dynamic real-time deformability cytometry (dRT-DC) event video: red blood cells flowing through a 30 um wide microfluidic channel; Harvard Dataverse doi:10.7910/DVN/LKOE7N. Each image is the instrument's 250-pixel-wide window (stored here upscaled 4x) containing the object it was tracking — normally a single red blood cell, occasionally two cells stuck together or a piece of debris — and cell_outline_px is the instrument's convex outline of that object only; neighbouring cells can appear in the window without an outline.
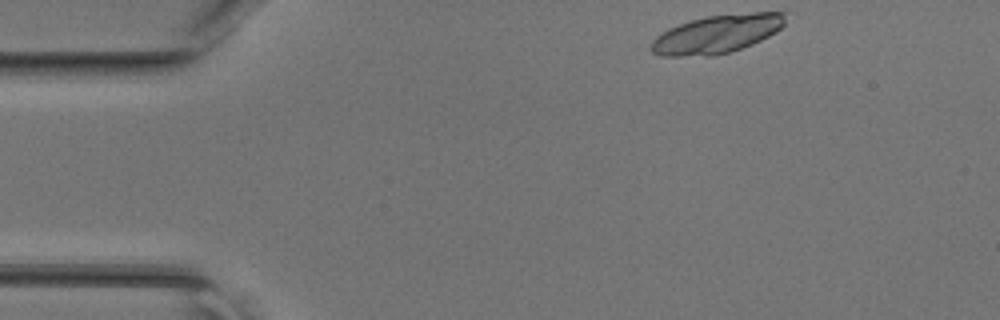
{"species": "common noctule bat (a hibernating species)", "species_latin": "Nyctalus noctula", "temperature_condition": "room temperature", "stored_images_in_passage": 41, "segment_of_instrument_passage": [1, 2], "camera_frame_rate_fps": 3000, "um_per_image_px": 0.085, "animal": {"sex": "female", "body_mass_g": 17.0, "forearm_length_mm": 48.0}, "frame": {"image": 1, "passage_image": 1, "time_ms": 0.0, "image_size_px": [1000, 320], "cell_outline_px": [[784, 24], [776, 32], [752, 44], [728, 52], [712, 56], [660, 56], [652, 52], [648, 48], [652, 40], [656, 36], [668, 28], [692, 20], [708, 16], [752, 12], [784, 12]], "centroid_in_image_um": [60.89, 2.9], "position_along_channel_um": 24.1, "area_um2": 29.77}}